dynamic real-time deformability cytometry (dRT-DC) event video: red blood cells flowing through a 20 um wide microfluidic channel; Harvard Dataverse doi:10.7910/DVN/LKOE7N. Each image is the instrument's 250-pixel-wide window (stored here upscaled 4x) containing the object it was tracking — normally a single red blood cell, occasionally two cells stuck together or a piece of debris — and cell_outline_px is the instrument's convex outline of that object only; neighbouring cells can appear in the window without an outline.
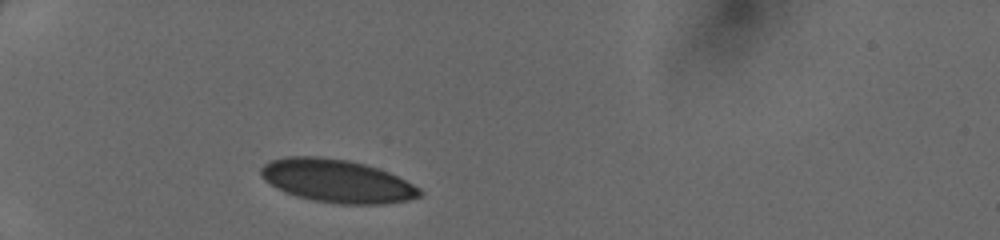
{"species": "human", "species_latin": "Homo sapiens", "temperature_condition": "cold", "stored_images_in_passage": 30, "camera_frame_rate_fps": 3000, "um_per_image_px": 0.085, "donor": {"sex": "female"}, "frame": {"image": 1, "passage_image": 1, "time_ms": 0.0, "image_size_px": [1000, 240], "cell_outline_px": [[424, 192], [420, 196], [408, 200], [384, 204], [340, 204], [312, 200], [296, 196], [284, 192], [276, 188], [264, 180], [260, 176], [260, 168], [264, 164], [272, 160], [288, 156], [320, 156], [348, 160], [364, 164], [388, 172], [420, 188]], "centroid_in_image_um": [28.61, 15.38], "position_along_channel_um": 56.4, "area_um2": 39.88}}
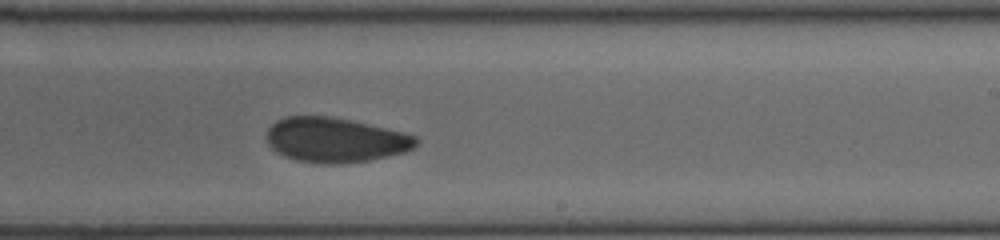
{"frame": {"image": 2, "passage_image": 17, "time_ms": 5.333, "image_size_px": [1000, 240], "cell_outline_px": [[420, 140], [412, 148], [404, 152], [368, 160], [336, 164], [320, 164], [296, 160], [284, 156], [276, 152], [268, 144], [268, 128], [276, 120], [288, 116], [328, 116], [348, 120], [404, 132], [416, 136]], "centroid_in_image_um": [28.48, 11.9], "position_along_channel_um": 260.5, "area_um2": 38.67}}
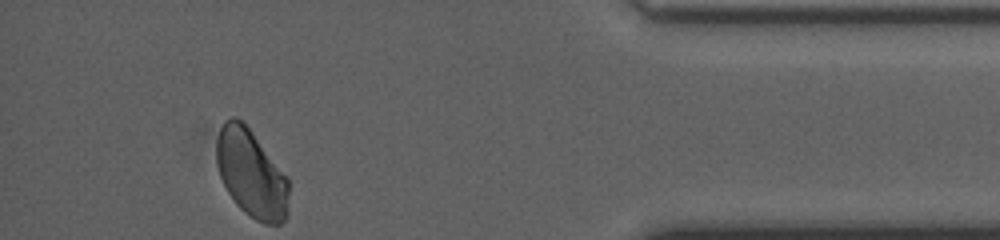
{"frame": {"image": 3, "passage_image": 30, "time_ms": 9.667, "image_size_px": [1000, 240], "cell_outline_px": [[288, 216], [280, 224], [264, 224], [256, 220], [244, 212], [236, 204], [228, 192], [220, 176], [216, 164], [216, 140], [220, 128], [224, 120], [228, 116], [236, 116], [252, 132], [288, 176]], "centroid_in_image_um": [21.36, 14.75], "position_along_channel_um": 413.8, "area_um2": 37.22}}